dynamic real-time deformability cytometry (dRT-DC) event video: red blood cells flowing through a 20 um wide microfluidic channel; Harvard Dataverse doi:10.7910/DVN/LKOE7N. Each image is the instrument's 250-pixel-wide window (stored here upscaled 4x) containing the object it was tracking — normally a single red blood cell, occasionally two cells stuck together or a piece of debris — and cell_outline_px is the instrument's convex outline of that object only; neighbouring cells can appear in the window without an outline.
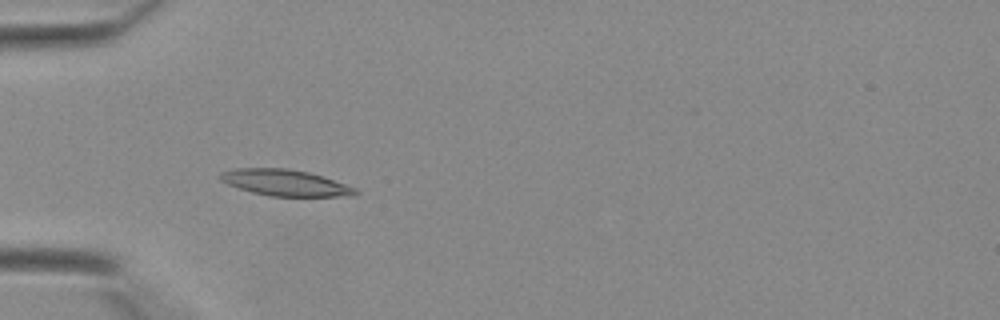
{"species": "Egyptian fruit bat (a non-hibernating species)", "species_latin": "Rousettus aegyptiacus", "temperature_condition": "warm", "stored_images_in_passage": 43, "camera_frame_rate_fps": 3000, "um_per_image_px": 0.085, "animal": {"sex": "female"}, "frame": {"image": 1, "passage_image": 14, "time_ms": 4.333, "image_size_px": [1000, 320], "cell_outline_px": [[360, 192], [356, 196], [268, 196], [252, 192], [228, 184], [220, 180], [220, 172], [236, 168], [288, 168], [308, 172], [356, 188]], "centroid_in_image_um": [24.24, 15.53], "position_along_channel_um": 60.8, "area_um2": 20.52}}
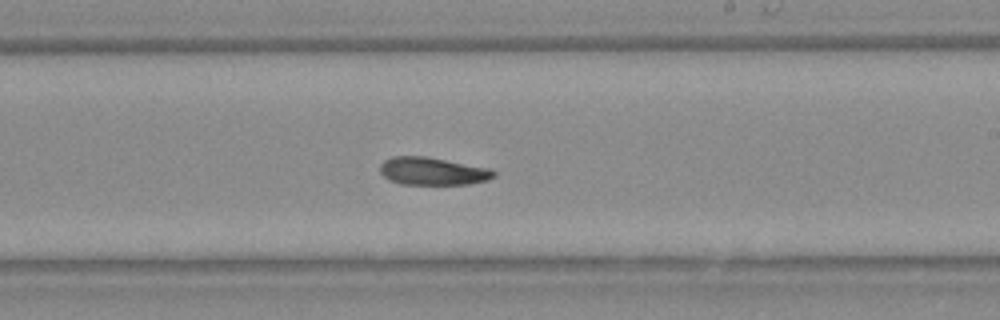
{"frame": {"image": 2, "passage_image": 26, "time_ms": 8.333, "image_size_px": [1000, 320], "cell_outline_px": [[496, 176], [488, 180], [468, 184], [400, 184], [388, 180], [380, 172], [380, 164], [384, 160], [392, 156], [424, 156], [492, 168], [496, 172]], "centroid_in_image_um": [36.78, 14.55], "position_along_channel_um": 252.2, "area_um2": 18.55}}
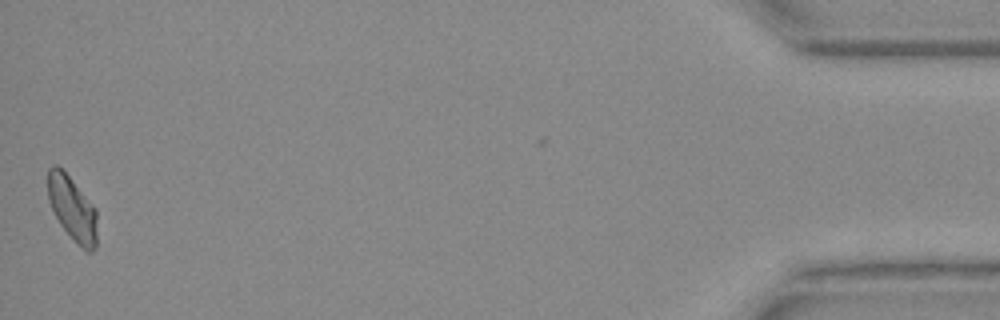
{"frame": {"image": 3, "passage_image": 42, "time_ms": 13.667, "image_size_px": [1000, 320], "cell_outline_px": [[96, 248], [92, 252], [84, 252], [60, 224], [48, 200], [48, 168], [52, 164], [56, 164], [68, 176], [96, 208]], "centroid_in_image_um": [6.15, 17.76], "position_along_channel_um": 429.0, "area_um2": 18.32}}